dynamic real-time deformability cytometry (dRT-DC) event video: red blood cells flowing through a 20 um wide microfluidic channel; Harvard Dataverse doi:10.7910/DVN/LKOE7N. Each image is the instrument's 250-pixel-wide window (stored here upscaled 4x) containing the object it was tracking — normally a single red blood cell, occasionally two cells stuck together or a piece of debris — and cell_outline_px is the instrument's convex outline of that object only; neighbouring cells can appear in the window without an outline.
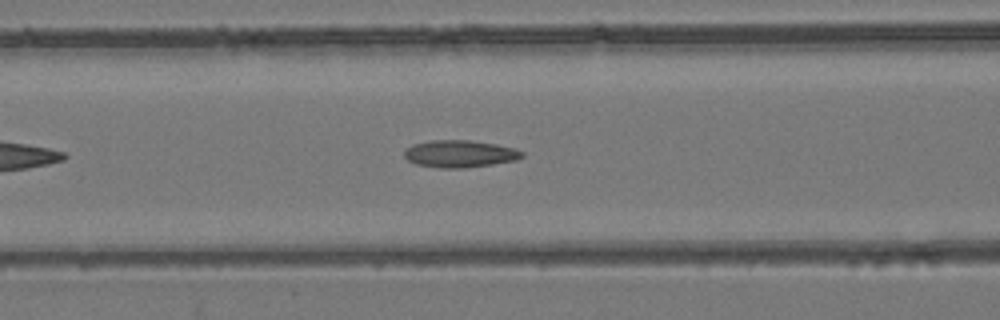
{"species": "common noctule bat (a hibernating species)", "species_latin": "Nyctalus noctula", "temperature_condition": "room temperature", "stored_images_in_passage": 37, "camera_frame_rate_fps": 3000, "um_per_image_px": 0.085, "animal": {"sex": "female", "body_mass_g": 24.6, "forearm_length_mm": 56.2}, "frame": {"image": 1, "passage_image": 11, "time_ms": 3.333, "image_size_px": [1000, 320], "cell_outline_px": [[524, 156], [516, 160], [492, 164], [464, 168], [440, 168], [416, 164], [408, 160], [404, 156], [404, 148], [412, 144], [432, 140], [468, 140], [496, 144], [516, 148], [524, 152]], "centroid_in_image_um": [39.08, 13.07], "position_along_channel_um": 127.5, "area_um2": 18.79}}
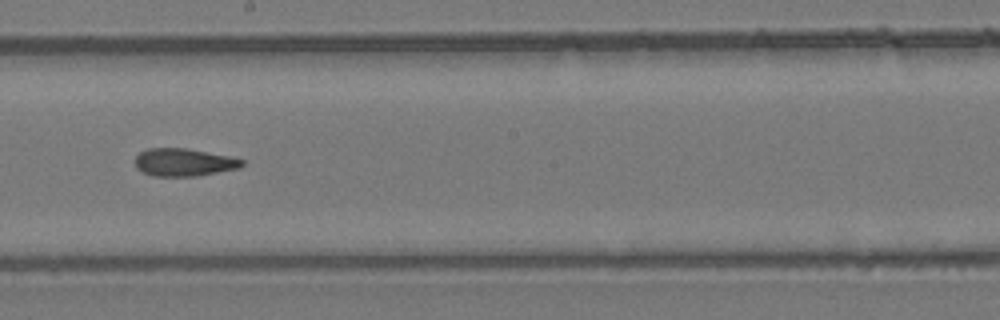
{"frame": {"image": 2, "passage_image": 19, "time_ms": 6.0, "image_size_px": [1000, 320], "cell_outline_px": [[244, 164], [240, 168], [196, 176], [152, 176], [136, 168], [136, 156], [140, 152], [148, 148], [184, 148], [228, 156], [244, 160]], "centroid_in_image_um": [15.62, 13.8], "position_along_channel_um": 232.6, "area_um2": 17.11}}
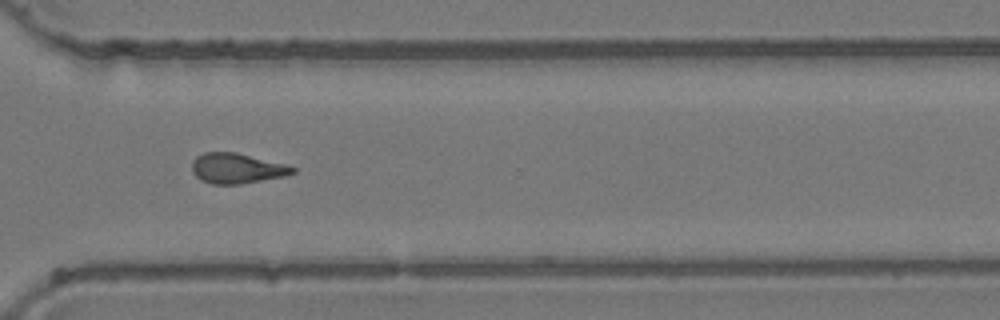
{"frame": {"image": 3, "passage_image": 28, "time_ms": 9.0, "image_size_px": [1000, 320], "cell_outline_px": [[296, 172], [284, 176], [240, 184], [212, 184], [200, 180], [192, 172], [192, 160], [196, 156], [204, 152], [236, 152], [288, 164], [296, 168]], "centroid_in_image_um": [20.13, 14.3], "position_along_channel_um": 350.5, "area_um2": 17.92}, "authors_computed_cell_mechanics": {"area_um2": 17.8602, "velocity_mm_per_s": 3.9426, "shape_relaxation_time_tau1_ms": null, "shape_relaxation_time_tau2_ms": 3.2744, "deformation_change_tau1": null, "deformation_change_tau2": 0.1299}}